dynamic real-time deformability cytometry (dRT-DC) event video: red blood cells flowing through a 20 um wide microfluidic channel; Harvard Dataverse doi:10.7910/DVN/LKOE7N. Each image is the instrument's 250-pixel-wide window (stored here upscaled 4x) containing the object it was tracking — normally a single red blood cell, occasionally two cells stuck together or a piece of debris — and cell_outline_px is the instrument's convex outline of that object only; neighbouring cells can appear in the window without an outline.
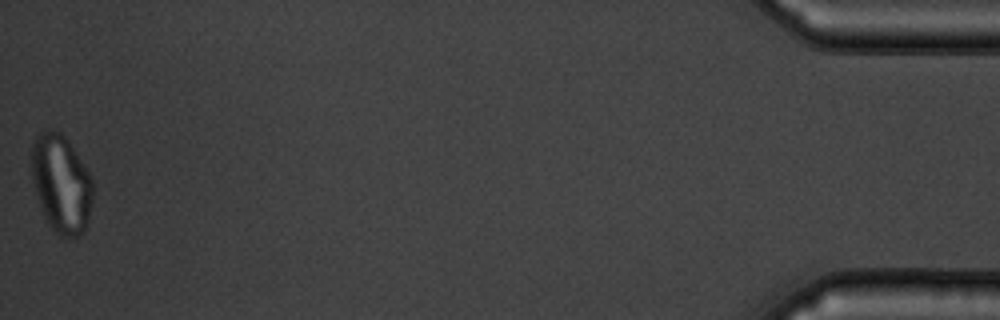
{"species": "common noctule bat (a hibernating species)", "species_latin": "Nyctalus noctula", "temperature_condition": "warm", "stored_images_in_passage": 53, "camera_frame_rate_fps": 3000, "um_per_image_px": 0.085, "animal": {"sex": "male", "body_mass_g": 19.5, "forearm_length_mm": 54.6}, "frame": {"image": 1, "passage_image": 53, "time_ms": 17.333, "image_size_px": [1000, 320], "cell_outline_px": [[92, 200], [84, 232], [76, 236], [60, 236], [48, 224], [44, 216], [36, 196], [32, 176], [32, 144], [36, 136], [40, 132], [60, 132], [64, 136], [88, 168], [92, 176]], "centroid_in_image_um": [5.21, 15.62], "position_along_channel_um": 430.0, "area_um2": 34.68}}